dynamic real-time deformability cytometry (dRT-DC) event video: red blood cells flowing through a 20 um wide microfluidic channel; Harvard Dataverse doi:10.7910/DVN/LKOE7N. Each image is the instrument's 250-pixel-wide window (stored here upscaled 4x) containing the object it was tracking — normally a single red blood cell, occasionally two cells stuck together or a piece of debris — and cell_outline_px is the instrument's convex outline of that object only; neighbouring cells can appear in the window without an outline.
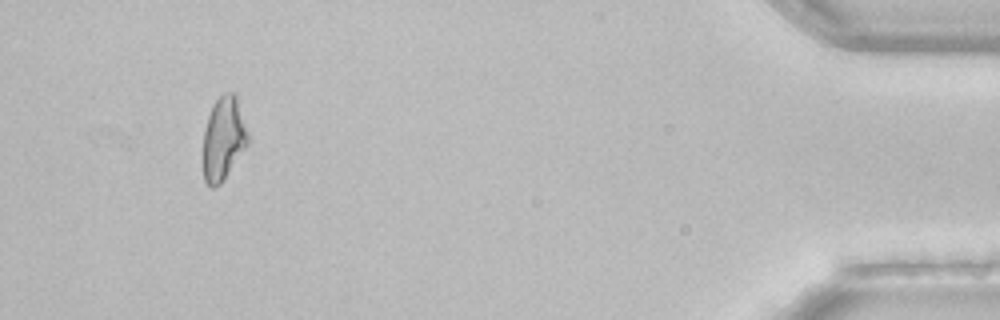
{"species": "common noctule bat (a hibernating species)", "species_latin": "Nyctalus noctula", "temperature_condition": "room temperature", "stored_images_in_passage": 34, "camera_frame_rate_fps": 3000, "um_per_image_px": 0.085, "animal": {"sex": "female", "body_mass_g": 22.7, "forearm_length_mm": 54.2}, "frame": {"image": 1, "passage_image": 34, "time_ms": 11.0, "image_size_px": [1000, 320], "cell_outline_px": [[248, 144], [220, 184], [212, 188], [204, 180], [204, 128], [212, 104], [224, 92], [232, 92], [236, 96], [248, 136]], "centroid_in_image_um": [18.98, 11.76], "position_along_channel_um": 416.2, "area_um2": 21.27}}